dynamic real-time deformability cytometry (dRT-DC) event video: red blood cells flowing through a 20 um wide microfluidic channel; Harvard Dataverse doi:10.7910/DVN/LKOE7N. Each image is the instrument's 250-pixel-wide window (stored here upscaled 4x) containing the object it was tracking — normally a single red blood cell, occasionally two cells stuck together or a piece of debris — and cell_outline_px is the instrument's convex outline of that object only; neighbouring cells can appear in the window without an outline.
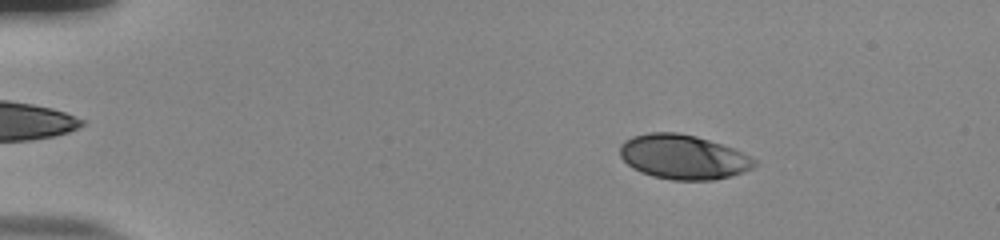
{"species": "human", "species_latin": "Homo sapiens", "temperature_condition": "room temperature", "stored_images_in_passage": 55, "camera_frame_rate_fps": 3000, "um_per_image_px": 0.085, "donor": {"sex": "male"}, "frame": {"image": 1, "passage_image": 9, "time_ms": 2.667, "image_size_px": [1000, 240], "cell_outline_px": [[756, 164], [752, 168], [728, 176], [712, 180], [672, 180], [652, 176], [640, 172], [632, 168], [620, 156], [620, 144], [624, 140], [632, 136], [648, 132], [680, 132], [696, 136], [724, 144], [756, 160]], "centroid_in_image_um": [58.02, 13.33], "position_along_channel_um": 27.0, "area_um2": 34.85}}
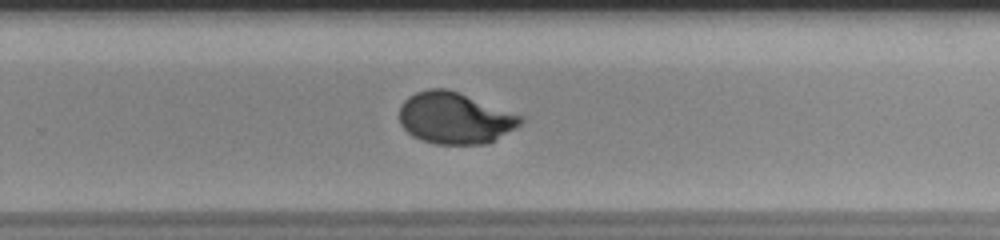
{"frame": {"image": 2, "passage_image": 37, "time_ms": 12.0, "image_size_px": [1000, 240], "cell_outline_px": [[524, 120], [520, 124], [488, 144], [436, 144], [420, 140], [412, 136], [400, 124], [400, 104], [408, 96], [416, 92], [428, 88], [448, 88], [524, 116]], "centroid_in_image_um": [38.64, 10.03], "position_along_channel_um": 291.2, "area_um2": 36.53}}
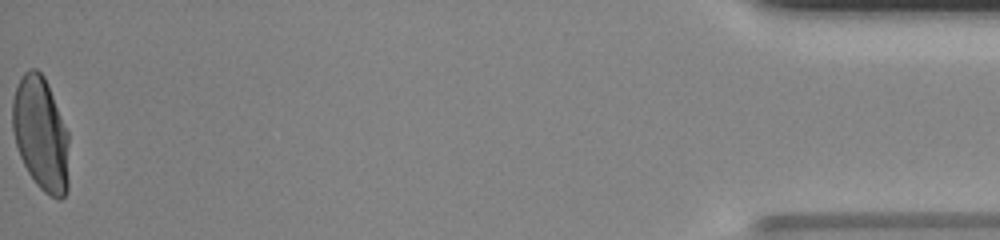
{"frame": {"image": 3, "passage_image": 55, "time_ms": 18.0, "image_size_px": [1000, 240], "cell_outline_px": [[68, 188], [64, 196], [60, 200], [56, 200], [44, 192], [36, 184], [28, 172], [20, 156], [16, 144], [12, 128], [12, 100], [20, 76], [28, 68], [36, 68], [44, 76], [48, 84], [68, 132]], "centroid_in_image_um": [3.47, 11.38], "position_along_channel_um": 431.7, "area_um2": 37.69}, "authors_computed_cell_mechanics": {"area_um2": 36.1828, "velocity_mm_per_s": 3.7977, "shape_relaxation_time_tau1_ms": 4.1681, "shape_relaxation_time_tau2_ms": null, "deformation_change_tau1": 0.2005, "deformation_change_tau2": null}}